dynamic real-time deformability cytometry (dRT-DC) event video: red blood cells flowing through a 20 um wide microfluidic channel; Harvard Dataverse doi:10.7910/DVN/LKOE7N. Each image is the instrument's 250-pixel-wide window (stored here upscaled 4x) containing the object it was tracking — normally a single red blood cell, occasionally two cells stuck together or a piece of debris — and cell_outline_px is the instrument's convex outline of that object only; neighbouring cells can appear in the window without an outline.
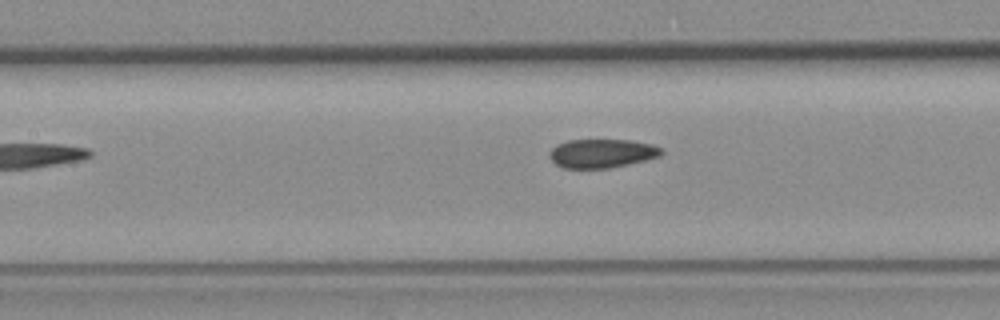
{"species": "common noctule bat (a hibernating species)", "species_latin": "Nyctalus noctula", "temperature_condition": "room temperature", "stored_images_in_passage": 7, "camera_frame_rate_fps": 3000, "um_per_image_px": 0.085, "animal": {"sex": "female", "body_mass_g": 19.3, "forearm_length_mm": 54.1}, "frame": {"image": 1, "passage_image": 7, "time_ms": 7.333, "image_size_px": [1000, 320], "cell_outline_px": [[664, 152], [660, 156], [628, 164], [608, 168], [564, 168], [556, 164], [548, 156], [552, 148], [556, 144], [568, 140], [632, 140], [652, 144], [660, 148]], "centroid_in_image_um": [51.15, 13.03], "position_along_channel_um": 156.3, "area_um2": 18.73}}